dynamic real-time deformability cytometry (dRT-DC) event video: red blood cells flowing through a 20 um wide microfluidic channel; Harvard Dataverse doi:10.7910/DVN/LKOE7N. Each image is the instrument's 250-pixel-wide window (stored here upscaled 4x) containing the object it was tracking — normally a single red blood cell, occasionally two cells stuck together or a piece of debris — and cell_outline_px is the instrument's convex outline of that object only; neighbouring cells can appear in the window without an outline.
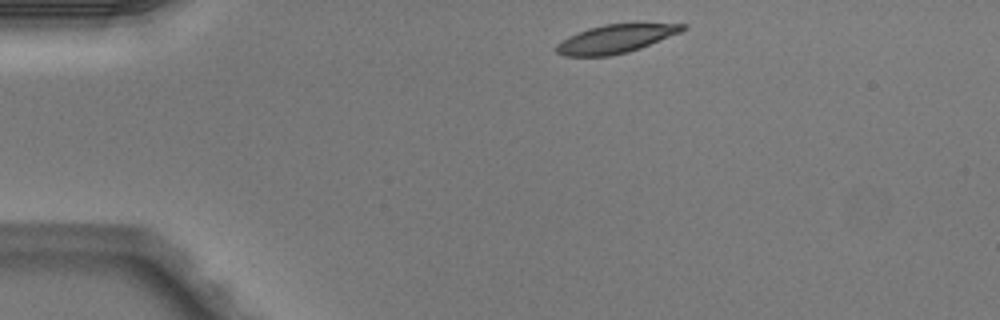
{"species": "Egyptian fruit bat (a non-hibernating species)", "species_latin": "Rousettus aegyptiacus", "temperature_condition": "warm", "stored_images_in_passage": 2, "camera_frame_rate_fps": 3000, "um_per_image_px": 0.085, "animal": {"sex": "male"}, "frame": {"image": 1, "passage_image": 1, "time_ms": 0.0, "image_size_px": [1000, 320], "cell_outline_px": [[688, 28], [680, 32], [640, 48], [628, 52], [608, 56], [564, 56], [556, 52], [556, 44], [568, 36], [588, 28], [604, 24], [688, 24]], "centroid_in_image_um": [52.29, 3.3], "position_along_channel_um": 32.7, "area_um2": 20.69}}